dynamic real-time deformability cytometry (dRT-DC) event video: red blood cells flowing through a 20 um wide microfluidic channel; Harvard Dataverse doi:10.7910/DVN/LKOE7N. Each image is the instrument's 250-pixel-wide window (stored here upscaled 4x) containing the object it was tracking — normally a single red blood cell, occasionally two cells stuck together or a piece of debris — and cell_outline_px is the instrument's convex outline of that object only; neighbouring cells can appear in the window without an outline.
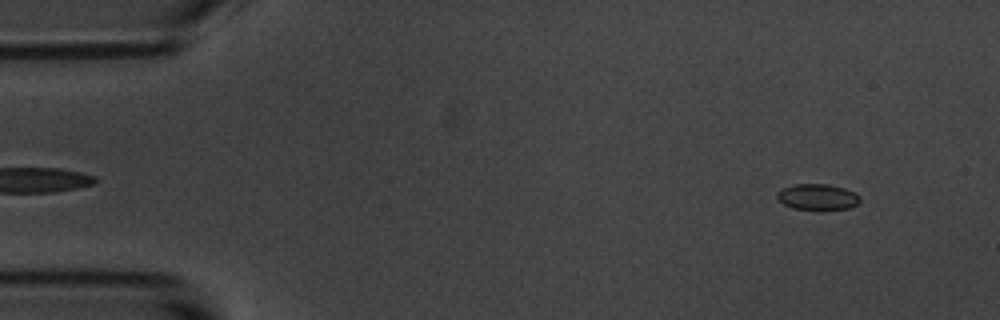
{"species": "common noctule bat (a hibernating species)", "species_latin": "Nyctalus noctula", "temperature_condition": "room temperature", "stored_images_in_passage": 40, "camera_frame_rate_fps": 3000, "um_per_image_px": 0.085, "animal": {"sex": "male", "body_mass_g": 20.1, "forearm_length_mm": 53.5}, "frame": {"image": 1, "passage_image": 5, "time_ms": 1.333, "image_size_px": [1000, 320], "cell_outline_px": [[860, 200], [856, 204], [848, 208], [820, 212], [792, 208], [784, 204], [776, 196], [776, 192], [792, 184], [828, 184], [844, 188], [860, 196]], "centroid_in_image_um": [69.47, 16.77], "position_along_channel_um": 15.5, "area_um2": 12.89}}
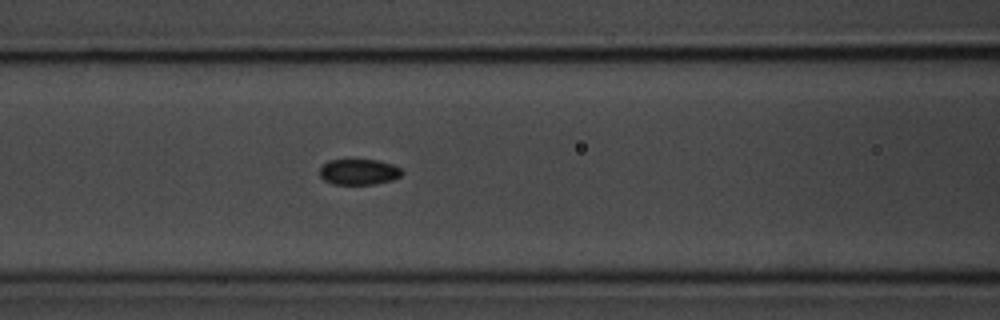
{"frame": {"image": 2, "passage_image": 23, "time_ms": 7.333, "image_size_px": [1000, 320], "cell_outline_px": [[404, 172], [400, 176], [392, 180], [372, 184], [332, 184], [324, 180], [320, 176], [320, 168], [328, 160], [376, 160], [392, 164], [400, 168]], "centroid_in_image_um": [30.5, 14.61], "position_along_channel_um": 136.1, "area_um2": 12.25}}
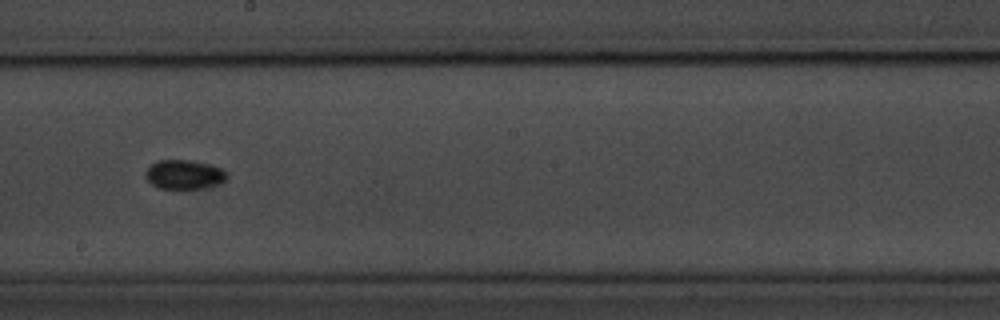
{"frame": {"image": 3, "passage_image": 31, "time_ms": 10.0, "image_size_px": [1000, 320], "cell_outline_px": [[228, 176], [224, 180], [216, 184], [200, 188], [160, 188], [152, 184], [144, 176], [144, 172], [152, 164], [160, 160], [192, 160], [208, 164], [220, 168], [228, 172]], "centroid_in_image_um": [15.64, 14.82], "position_along_channel_um": 232.6, "area_um2": 13.64}}